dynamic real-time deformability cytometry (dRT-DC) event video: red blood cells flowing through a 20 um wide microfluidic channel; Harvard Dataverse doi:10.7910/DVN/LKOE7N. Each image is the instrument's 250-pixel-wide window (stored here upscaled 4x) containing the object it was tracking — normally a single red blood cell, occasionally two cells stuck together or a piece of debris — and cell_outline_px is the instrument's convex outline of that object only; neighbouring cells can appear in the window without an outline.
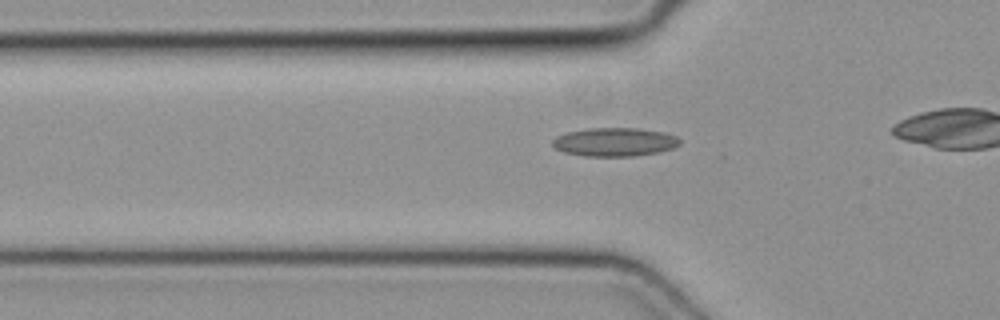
{"species": "common noctule bat (a hibernating species)", "species_latin": "Nyctalus noctula", "temperature_condition": "cold", "stored_images_in_passage": 22, "camera_frame_rate_fps": 3000, "um_per_image_px": 0.085, "animal": {"sex": "female", "body_mass_g": 19.3, "forearm_length_mm": 54.1}, "frame": {"image": 1, "passage_image": 5, "time_ms": 1.333, "image_size_px": [1000, 320], "cell_outline_px": [[680, 144], [672, 148], [656, 152], [632, 156], [584, 156], [564, 152], [556, 148], [552, 144], [552, 140], [556, 136], [568, 132], [588, 128], [636, 128], [664, 132], [676, 136], [680, 140]], "centroid_in_image_um": [52.23, 12.06], "position_along_channel_um": 73.6, "area_um2": 21.04}}
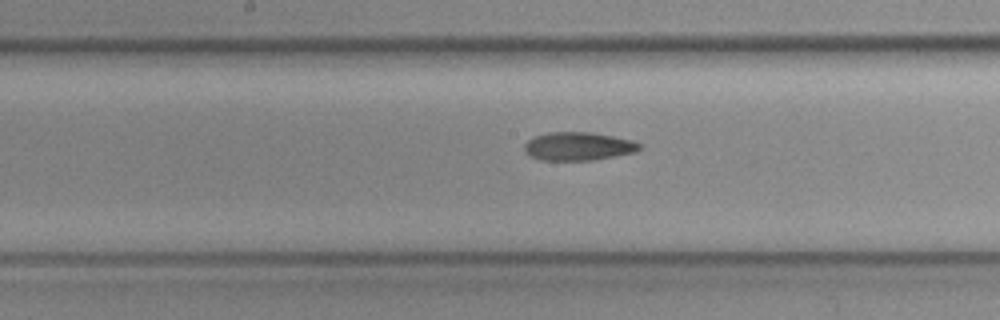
{"frame": {"image": 2, "passage_image": 14, "time_ms": 4.333, "image_size_px": [1000, 320], "cell_outline_px": [[640, 148], [636, 152], [592, 160], [540, 160], [532, 156], [524, 148], [524, 144], [528, 140], [536, 136], [548, 132], [592, 132], [632, 140], [640, 144]], "centroid_in_image_um": [49.16, 12.43], "position_along_channel_um": 199.0, "area_um2": 18.79}}
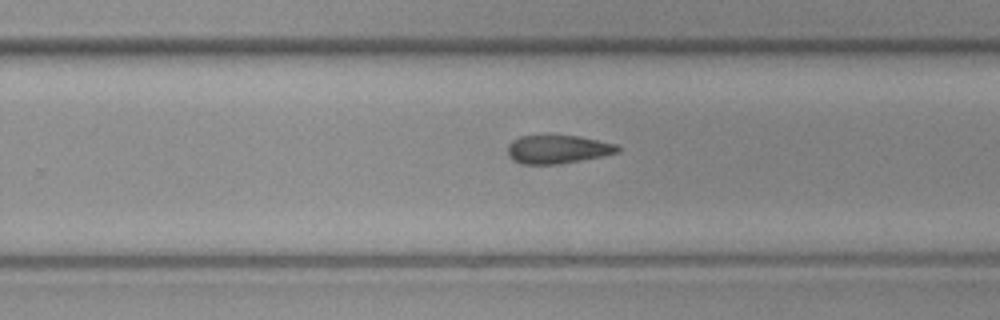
{"frame": {"image": 3, "passage_image": 20, "time_ms": 6.333, "image_size_px": [1000, 320], "cell_outline_px": [[620, 152], [580, 160], [556, 164], [524, 164], [512, 160], [508, 156], [508, 144], [512, 140], [520, 136], [548, 132], [580, 136], [616, 144], [620, 148]], "centroid_in_image_um": [47.35, 12.63], "position_along_channel_um": 282.4, "area_um2": 18.9}}